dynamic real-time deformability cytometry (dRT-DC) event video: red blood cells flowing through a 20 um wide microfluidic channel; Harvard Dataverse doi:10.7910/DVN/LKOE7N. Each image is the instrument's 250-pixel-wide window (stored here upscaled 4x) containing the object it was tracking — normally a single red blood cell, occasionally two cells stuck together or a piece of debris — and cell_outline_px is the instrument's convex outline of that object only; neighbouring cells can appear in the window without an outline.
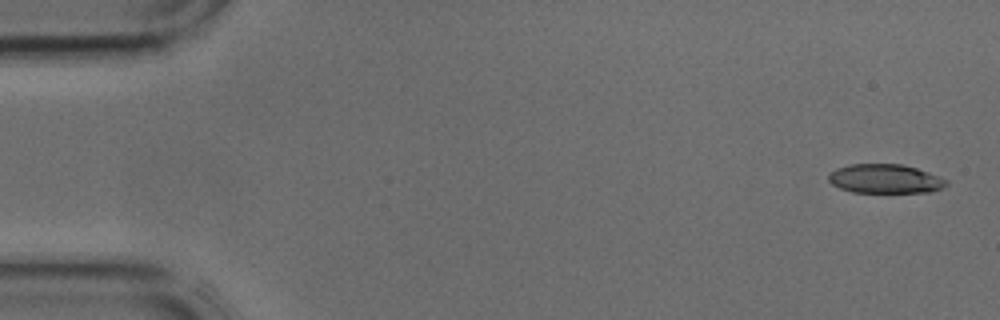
{"species": "common noctule bat (a hibernating species)", "species_latin": "Nyctalus noctula", "temperature_condition": "cold", "stored_images_in_passage": 8, "camera_frame_rate_fps": 3000, "um_per_image_px": 0.085, "animal": {"sex": "male", "body_mass_g": 17.9, "forearm_length_mm": 54.2}, "frame": {"image": 1, "passage_image": 1, "time_ms": 0.0, "image_size_px": [1000, 320], "cell_outline_px": [[948, 184], [944, 188], [928, 192], [852, 192], [840, 188], [832, 184], [828, 180], [828, 176], [836, 168], [848, 164], [904, 164], [928, 172], [948, 180]], "centroid_in_image_um": [75.24, 15.19], "position_along_channel_um": 9.8, "area_um2": 20.0}}